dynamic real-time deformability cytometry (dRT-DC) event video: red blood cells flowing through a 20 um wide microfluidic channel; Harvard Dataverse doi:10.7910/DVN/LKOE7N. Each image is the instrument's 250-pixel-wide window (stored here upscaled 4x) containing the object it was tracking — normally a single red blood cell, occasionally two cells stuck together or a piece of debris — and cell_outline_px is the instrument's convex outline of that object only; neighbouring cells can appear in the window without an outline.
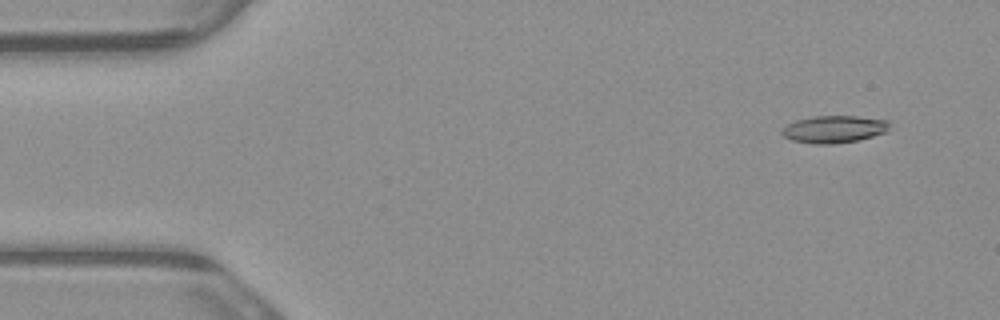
{"species": "common noctule bat (a hibernating species)", "species_latin": "Nyctalus noctula", "temperature_condition": "warm", "stored_images_in_passage": 4, "camera_frame_rate_fps": 3000, "um_per_image_px": 0.085, "animal": {"sex": "male", "body_mass_g": 23.1, "forearm_length_mm": 52.7}, "frame": {"image": 1, "passage_image": 1, "time_ms": 0.0, "image_size_px": [1000, 320], "cell_outline_px": [[888, 128], [884, 132], [872, 136], [856, 140], [832, 144], [816, 144], [792, 140], [784, 136], [780, 132], [780, 128], [796, 120], [812, 116], [856, 116], [888, 120]], "centroid_in_image_um": [70.83, 10.97], "position_along_channel_um": 14.2, "area_um2": 16.94}}
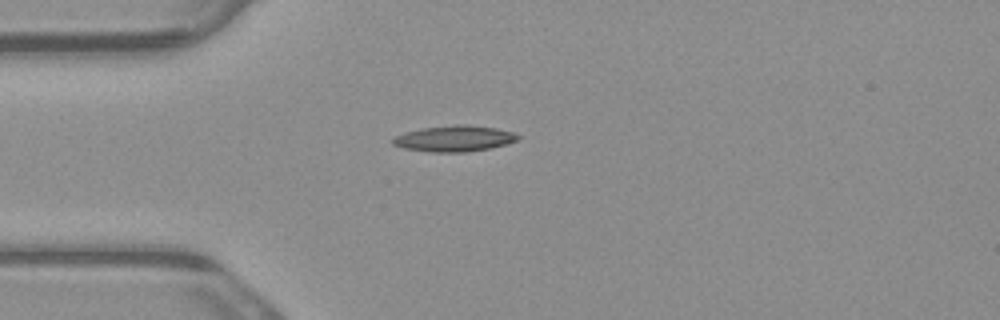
{"frame": {"image": 2, "passage_image": 4, "time_ms": 1.0, "image_size_px": [1000, 320], "cell_outline_px": [[524, 136], [520, 140], [492, 148], [468, 152], [432, 152], [404, 148], [392, 144], [392, 140], [396, 136], [408, 132], [424, 128], [460, 124], [464, 124], [496, 128], [516, 132]], "centroid_in_image_um": [38.74, 11.78], "position_along_channel_um": 46.3, "area_um2": 19.02}}